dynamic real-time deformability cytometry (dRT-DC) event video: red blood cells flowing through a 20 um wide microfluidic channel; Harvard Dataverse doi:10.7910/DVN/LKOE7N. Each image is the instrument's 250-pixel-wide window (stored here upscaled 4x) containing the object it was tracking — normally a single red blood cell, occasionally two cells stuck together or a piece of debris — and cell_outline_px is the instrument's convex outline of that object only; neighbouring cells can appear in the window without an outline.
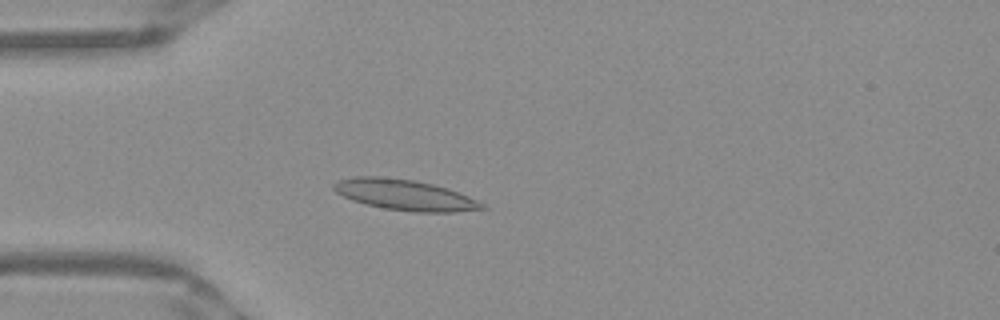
{"species": "Egyptian fruit bat (a non-hibernating species)", "species_latin": "Rousettus aegyptiacus", "temperature_condition": "warm", "stored_images_in_passage": 50, "camera_frame_rate_fps": 3000, "um_per_image_px": 0.085, "frame": {"image": 1, "passage_image": 13, "time_ms": 4.0, "image_size_px": [1000, 320], "cell_outline_px": [[488, 208], [456, 212], [416, 212], [384, 208], [364, 204], [352, 200], [336, 192], [332, 188], [332, 184], [336, 180], [356, 176], [376, 176], [416, 180], [448, 188], [468, 196], [484, 204]], "centroid_in_image_um": [34.38, 16.56], "position_along_channel_um": 50.6, "area_um2": 26.59}}
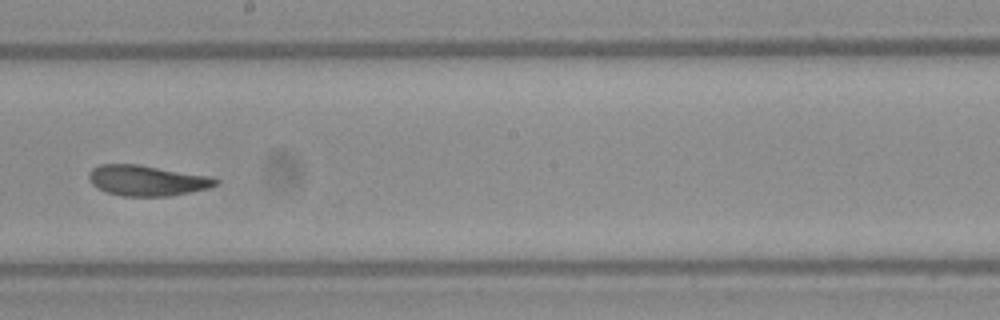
{"frame": {"image": 2, "passage_image": 28, "time_ms": 9.0, "image_size_px": [1000, 320], "cell_outline_px": [[220, 180], [216, 184], [208, 188], [168, 196], [124, 196], [104, 192], [96, 188], [88, 180], [88, 172], [92, 168], [100, 164], [140, 164], [208, 176]], "centroid_in_image_um": [12.42, 15.34], "position_along_channel_um": 235.8, "area_um2": 22.6}}
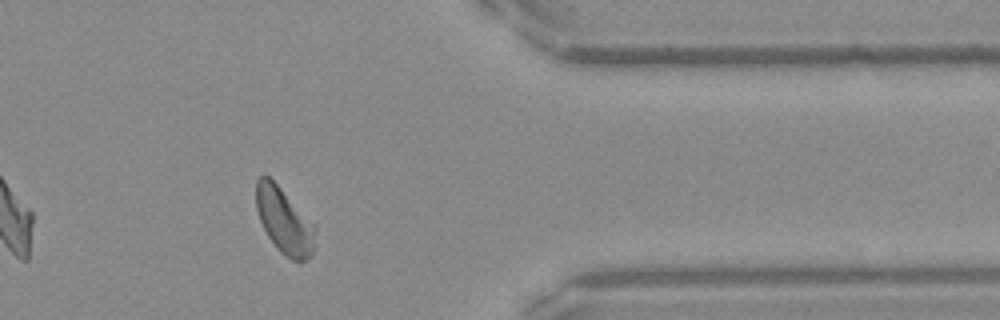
{"frame": {"image": 3, "passage_image": 41, "time_ms": 13.333, "image_size_px": [1000, 320], "cell_outline_px": [[316, 228], [312, 256], [300, 264], [284, 256], [276, 248], [268, 236], [260, 220], [256, 208], [256, 180], [264, 172], [316, 224]], "centroid_in_image_um": [24.18, 18.8], "position_along_channel_um": 387.2, "area_um2": 22.95}, "authors_computed_cell_mechanics": {"area_um2": 23.2067, "velocity_mm_per_s": 3.9068, "shape_relaxation_time_tau1_ms": null, "shape_relaxation_time_tau2_ms": 2.2046, "deformation_change_tau1": null, "deformation_change_tau2": 0.0694}}